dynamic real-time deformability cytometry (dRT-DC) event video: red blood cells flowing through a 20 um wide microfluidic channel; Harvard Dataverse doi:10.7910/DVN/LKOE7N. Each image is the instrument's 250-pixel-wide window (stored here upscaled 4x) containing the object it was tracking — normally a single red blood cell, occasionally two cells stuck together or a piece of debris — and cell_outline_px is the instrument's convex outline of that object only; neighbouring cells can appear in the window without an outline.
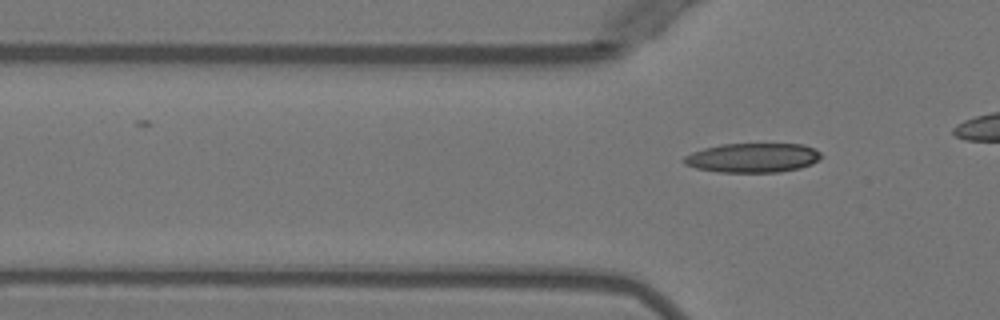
{"species": "Egyptian fruit bat (a non-hibernating species)", "species_latin": "Rousettus aegyptiacus", "temperature_condition": "warm", "stored_images_in_passage": 7, "segment_of_instrument_passage": [2, 2], "camera_frame_rate_fps": 3000, "um_per_image_px": 0.085, "animal": {"sex": "female"}, "frame": {"image": 1, "passage_image": 7, "time_ms": 7.0, "image_size_px": [1000, 320], "cell_outline_px": [[824, 156], [820, 160], [812, 164], [800, 168], [780, 172], [720, 172], [696, 168], [684, 164], [680, 160], [684, 156], [692, 152], [704, 148], [720, 144], [804, 144], [816, 148]], "centroid_in_image_um": [64.01, 13.41], "position_along_channel_um": 61.8, "area_um2": 23.81}}